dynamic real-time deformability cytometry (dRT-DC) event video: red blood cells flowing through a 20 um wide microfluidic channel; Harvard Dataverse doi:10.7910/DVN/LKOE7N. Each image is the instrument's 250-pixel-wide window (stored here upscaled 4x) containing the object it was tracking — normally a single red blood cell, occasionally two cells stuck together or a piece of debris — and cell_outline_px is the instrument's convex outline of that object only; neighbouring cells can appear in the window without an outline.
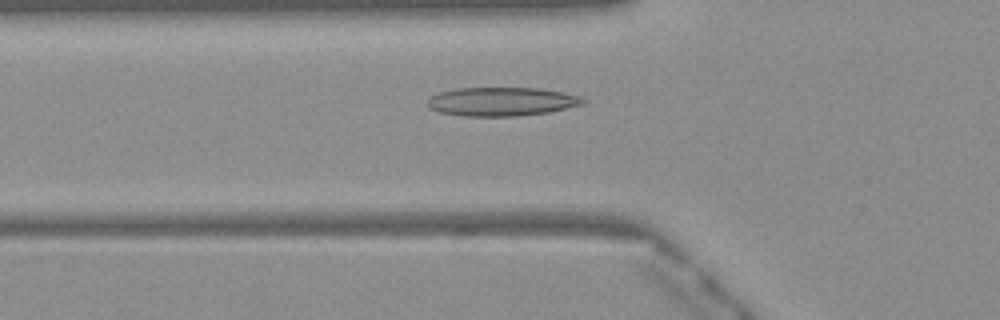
{"species": "Egyptian fruit bat (a non-hibernating species)", "species_latin": "Rousettus aegyptiacus", "temperature_condition": "warm", "stored_images_in_passage": 36, "camera_frame_rate_fps": 3000, "um_per_image_px": 0.085, "frame": {"image": 1, "passage_image": 4, "time_ms": 1.0, "image_size_px": [1000, 320], "cell_outline_px": [[588, 100], [584, 104], [548, 112], [520, 116], [464, 116], [440, 112], [428, 108], [428, 100], [432, 96], [440, 92], [456, 88], [536, 88], [584, 96]], "centroid_in_image_um": [42.67, 8.64], "position_along_channel_um": 83.1, "area_um2": 26.07}}
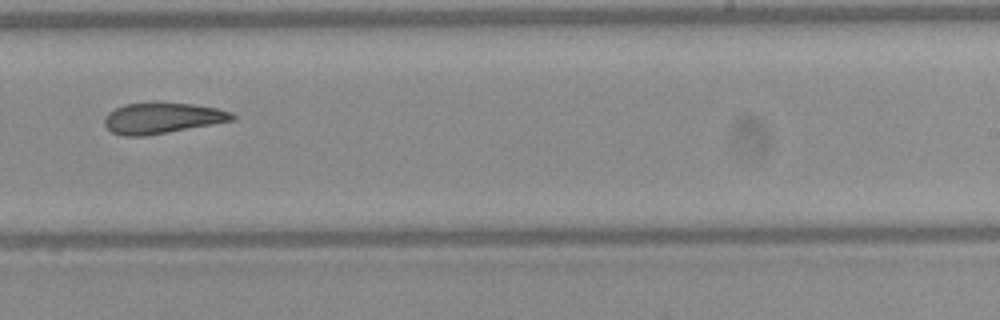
{"frame": {"image": 2, "passage_image": 18, "time_ms": 5.667, "image_size_px": [1000, 320], "cell_outline_px": [[236, 120], [168, 132], [144, 136], [124, 136], [112, 132], [104, 124], [104, 120], [108, 112], [124, 104], [192, 104], [216, 108], [232, 112], [236, 116]], "centroid_in_image_um": [13.81, 10.06], "position_along_channel_um": 275.2, "area_um2": 22.48}}
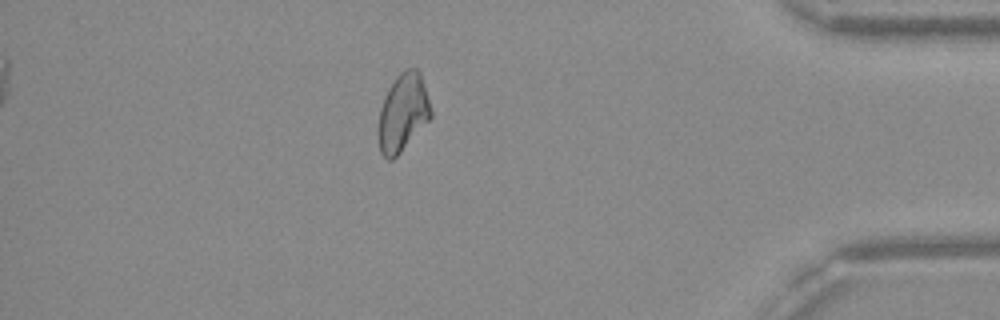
{"frame": {"image": 3, "passage_image": 30, "time_ms": 9.667, "image_size_px": [1000, 320], "cell_outline_px": [[432, 116], [400, 152], [392, 160], [388, 160], [380, 152], [376, 132], [380, 108], [384, 96], [388, 88], [396, 76], [404, 68], [416, 68], [420, 72], [432, 108]], "centroid_in_image_um": [34.22, 9.56], "position_along_channel_um": 401.0, "area_um2": 24.04}, "authors_computed_cell_mechanics": {"area_um2": 23.7847, "velocity_mm_per_s": 4.0939, "shape_relaxation_time_tau1_ms": null, "shape_relaxation_time_tau2_ms": 2.6124, "deformation_change_tau1": null, "deformation_change_tau2": 0.0904}}